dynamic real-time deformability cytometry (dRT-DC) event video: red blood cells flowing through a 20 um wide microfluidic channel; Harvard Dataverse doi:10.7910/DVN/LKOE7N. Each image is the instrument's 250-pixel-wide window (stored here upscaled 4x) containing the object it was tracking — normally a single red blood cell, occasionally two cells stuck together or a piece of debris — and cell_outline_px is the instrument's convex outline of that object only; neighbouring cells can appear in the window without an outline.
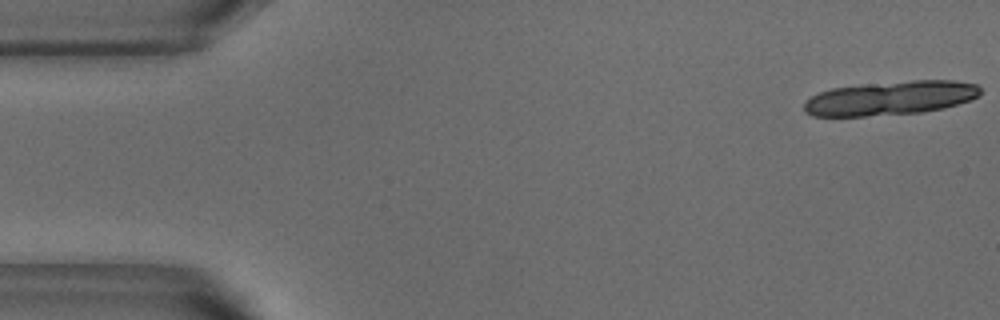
{"species": "common noctule bat (a hibernating species)", "species_latin": "Nyctalus noctula", "temperature_condition": "warm", "stored_images_in_passage": 16, "camera_frame_rate_fps": 3000, "um_per_image_px": 0.085, "animal": {"sex": "male", "body_mass_g": 18.8}, "frame": {"image": 1, "passage_image": 1, "time_ms": 0.0, "image_size_px": [1000, 320], "cell_outline_px": [[980, 96], [944, 108], [920, 112], [864, 116], [812, 116], [804, 112], [804, 100], [820, 92], [832, 88], [868, 84], [912, 80], [952, 80], [976, 84], [980, 88]], "centroid_in_image_um": [75.66, 8.34], "position_along_channel_um": 9.3, "area_um2": 34.74}}